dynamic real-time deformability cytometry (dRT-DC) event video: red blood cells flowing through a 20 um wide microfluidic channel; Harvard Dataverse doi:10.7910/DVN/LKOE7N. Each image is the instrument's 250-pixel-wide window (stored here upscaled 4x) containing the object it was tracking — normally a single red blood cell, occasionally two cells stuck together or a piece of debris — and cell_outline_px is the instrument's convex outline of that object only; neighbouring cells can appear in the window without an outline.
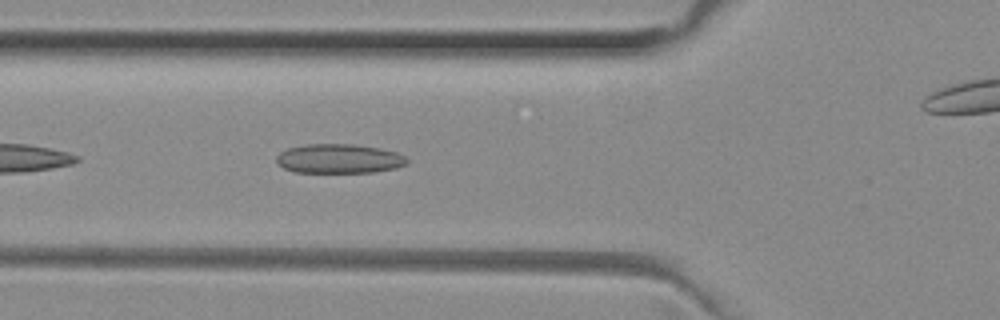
{"species": "common noctule bat (a hibernating species)", "species_latin": "Nyctalus noctula", "temperature_condition": "room temperature", "stored_images_in_passage": 39, "camera_frame_rate_fps": 3000, "um_per_image_px": 0.085, "animal": {"sex": "female", "body_mass_g": 29.2, "forearm_length_mm": 56.3}, "frame": {"image": 1, "passage_image": 5, "time_ms": 1.333, "image_size_px": [1000, 320], "cell_outline_px": [[408, 164], [396, 168], [372, 172], [296, 172], [284, 168], [276, 160], [276, 156], [280, 152], [288, 148], [304, 144], [352, 144], [380, 148], [396, 152], [404, 156], [408, 160]], "centroid_in_image_um": [28.83, 13.48], "position_along_channel_um": 97.0, "area_um2": 22.25}}
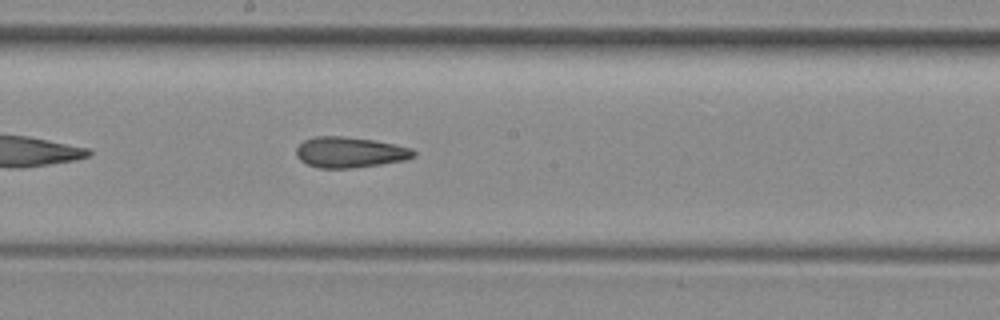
{"frame": {"image": 2, "passage_image": 14, "time_ms": 4.333, "image_size_px": [1000, 320], "cell_outline_px": [[416, 156], [404, 160], [380, 164], [352, 168], [320, 168], [308, 164], [300, 160], [296, 156], [296, 148], [304, 140], [316, 136], [340, 136], [372, 140], [412, 148], [416, 152]], "centroid_in_image_um": [29.72, 12.95], "position_along_channel_um": 218.5, "area_um2": 20.81}}
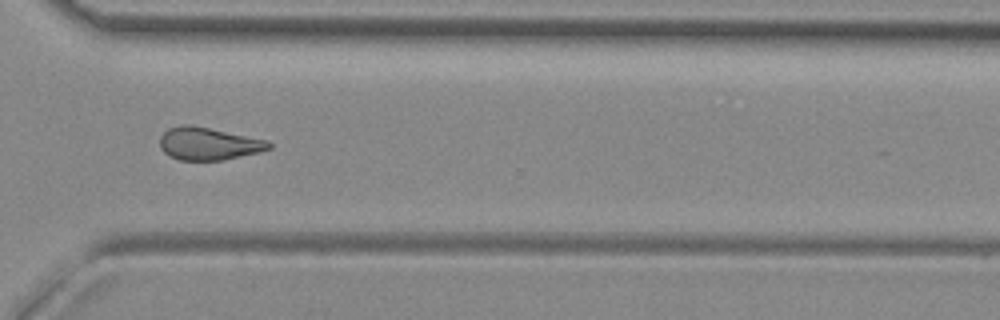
{"frame": {"image": 3, "passage_image": 24, "time_ms": 7.667, "image_size_px": [1000, 320], "cell_outline_px": [[272, 148], [260, 152], [224, 160], [180, 160], [164, 152], [160, 148], [160, 136], [168, 128], [184, 124], [192, 124], [268, 140], [272, 144]], "centroid_in_image_um": [17.75, 12.2], "position_along_channel_um": 352.9, "area_um2": 20.87}, "authors_computed_cell_mechanics": {"area_um2": 20.9236, "velocity_mm_per_s": 4.0349, "shape_relaxation_time_tau1_ms": null, "shape_relaxation_time_tau2_ms": 3.4989, "deformation_change_tau1": null, "deformation_change_tau2": 0.113}}